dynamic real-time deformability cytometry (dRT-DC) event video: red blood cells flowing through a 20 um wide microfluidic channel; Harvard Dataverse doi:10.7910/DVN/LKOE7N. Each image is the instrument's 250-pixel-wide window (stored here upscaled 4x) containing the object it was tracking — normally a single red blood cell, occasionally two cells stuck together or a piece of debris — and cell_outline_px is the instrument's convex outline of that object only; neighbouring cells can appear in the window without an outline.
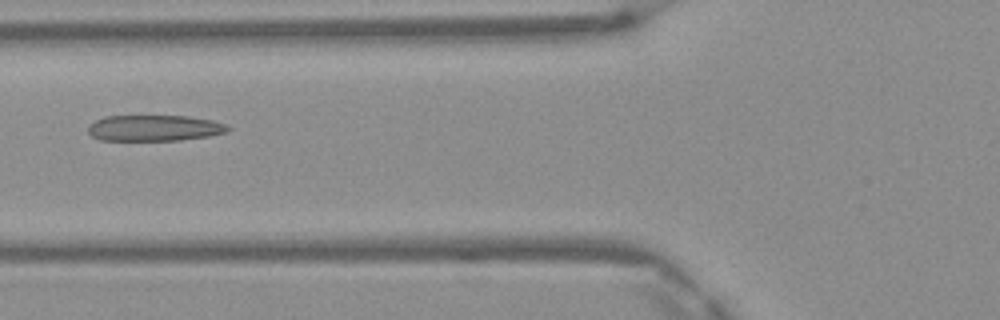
{"species": "Egyptian fruit bat (a non-hibernating species)", "species_latin": "Rousettus aegyptiacus", "temperature_condition": "warm", "stored_images_in_passage": 4, "camera_frame_rate_fps": 3000, "um_per_image_px": 0.085, "frame": {"image": 1, "passage_image": 3, "time_ms": 0.667, "image_size_px": [1000, 320], "cell_outline_px": [[232, 128], [228, 132], [208, 136], [180, 140], [100, 140], [92, 136], [88, 132], [88, 128], [96, 120], [104, 116], [188, 116], [212, 120], [228, 124]], "centroid_in_image_um": [13.17, 10.88], "position_along_channel_um": 112.6, "area_um2": 21.21}}
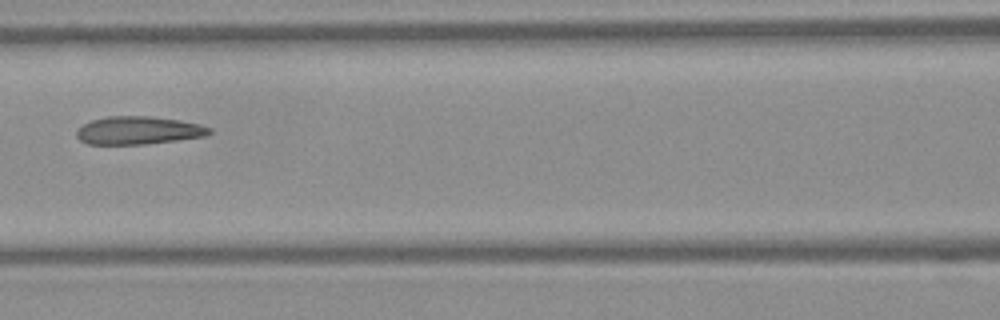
{"frame": {"image": 2, "passage_image": 4, "time_ms": 1.0, "image_size_px": [1000, 320], "cell_outline_px": [[212, 132], [204, 136], [148, 144], [88, 144], [80, 140], [76, 136], [76, 132], [84, 124], [92, 120], [108, 116], [152, 116], [180, 120], [200, 124], [212, 128]], "centroid_in_image_um": [11.78, 11.08], "position_along_channel_um": 154.8, "area_um2": 21.62}}